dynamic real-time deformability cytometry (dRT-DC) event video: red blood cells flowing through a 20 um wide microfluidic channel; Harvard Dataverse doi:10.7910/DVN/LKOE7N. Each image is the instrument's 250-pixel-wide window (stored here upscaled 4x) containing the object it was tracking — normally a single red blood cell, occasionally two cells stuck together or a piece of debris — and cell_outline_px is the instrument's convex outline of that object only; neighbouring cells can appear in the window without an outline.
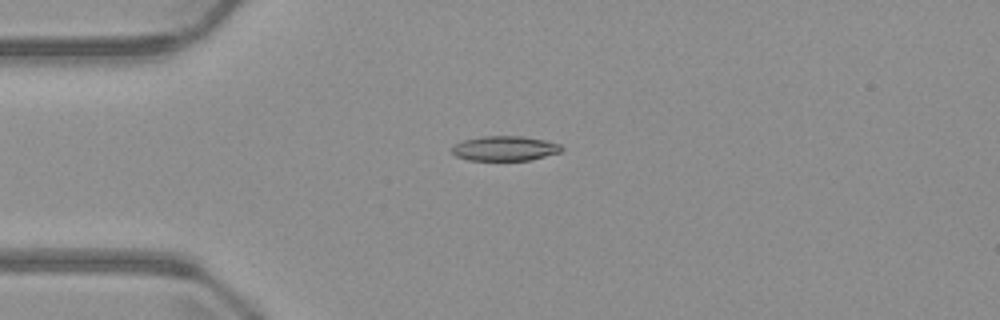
{"species": "common noctule bat (a hibernating species)", "species_latin": "Nyctalus noctula", "temperature_condition": "warm", "stored_images_in_passage": 4, "camera_frame_rate_fps": 3000, "um_per_image_px": 0.085, "animal": {"sex": "male", "body_mass_g": 23.1, "forearm_length_mm": 52.7}, "frame": {"image": 1, "passage_image": 3, "time_ms": 2.333, "image_size_px": [1000, 320], "cell_outline_px": [[564, 148], [560, 152], [528, 160], [468, 160], [456, 156], [452, 152], [452, 148], [456, 144], [464, 140], [484, 136], [520, 136], [544, 140], [560, 144]], "centroid_in_image_um": [42.91, 12.61], "position_along_channel_um": 42.1, "area_um2": 15.61}}
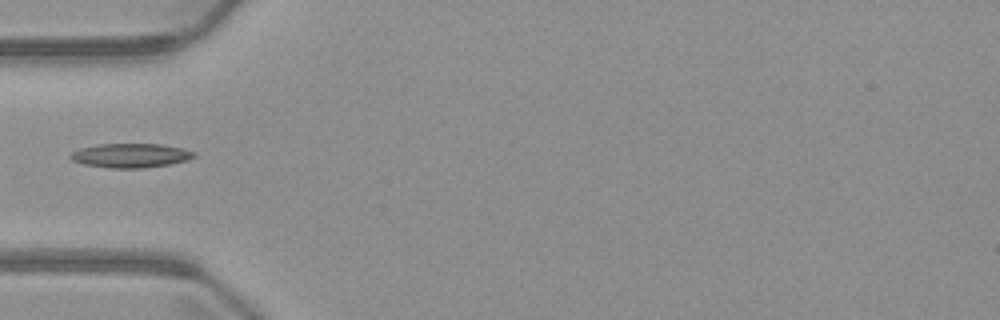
{"frame": {"image": 2, "passage_image": 4, "time_ms": 3.667, "image_size_px": [1000, 320], "cell_outline_px": [[196, 156], [184, 160], [168, 164], [144, 168], [112, 168], [84, 164], [72, 160], [68, 156], [72, 152], [84, 148], [100, 144], [160, 144], [180, 148], [196, 152]], "centroid_in_image_um": [11.1, 13.22], "position_along_channel_um": 73.9, "area_um2": 17.05}}